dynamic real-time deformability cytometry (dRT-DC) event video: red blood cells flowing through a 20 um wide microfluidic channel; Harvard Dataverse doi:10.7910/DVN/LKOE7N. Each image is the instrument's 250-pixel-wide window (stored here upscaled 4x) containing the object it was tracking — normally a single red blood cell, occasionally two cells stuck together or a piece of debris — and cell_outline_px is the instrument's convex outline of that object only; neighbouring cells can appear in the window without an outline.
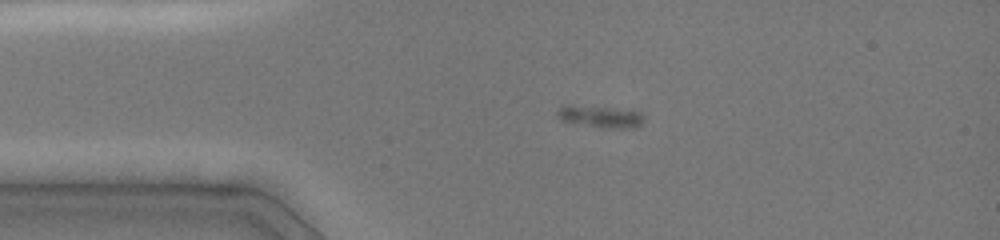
{"species": "common noctule bat (a hibernating species)", "species_latin": "Nyctalus noctula", "temperature_condition": "cold", "stored_images_in_passage": 21, "camera_frame_rate_fps": 3000, "um_per_image_px": 0.085, "animal": {"sex": "female", "body_mass_g": 19.0, "forearm_length_mm": 51.5}, "frame": {"image": 1, "passage_image": 9, "time_ms": 3.333, "image_size_px": [1000, 240], "cell_outline_px": [[644, 116], [640, 124], [636, 128], [608, 128], [564, 120], [556, 112], [564, 104], [568, 104], [640, 112]], "centroid_in_image_um": [51.06, 9.9], "position_along_channel_um": 33.9, "area_um2": 10.4}}